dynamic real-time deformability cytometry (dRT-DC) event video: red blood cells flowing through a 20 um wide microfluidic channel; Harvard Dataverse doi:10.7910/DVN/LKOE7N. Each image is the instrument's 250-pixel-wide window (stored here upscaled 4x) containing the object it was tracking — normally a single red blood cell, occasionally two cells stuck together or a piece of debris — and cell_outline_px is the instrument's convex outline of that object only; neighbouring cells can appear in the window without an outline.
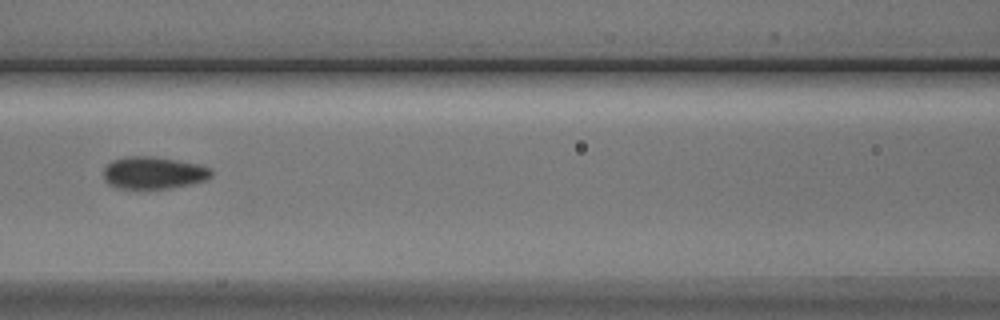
{"species": "Egyptian fruit bat (a non-hibernating species)", "species_latin": "Rousettus aegyptiacus", "temperature_condition": "cold", "stored_images_in_passage": 5, "camera_frame_rate_fps": 3000, "um_per_image_px": 0.085, "animal": {"sex": "male"}, "frame": {"image": 1, "passage_image": 5, "time_ms": 4.667, "image_size_px": [1000, 320], "cell_outline_px": [[212, 176], [204, 180], [192, 184], [168, 188], [120, 188], [108, 184], [104, 180], [104, 168], [112, 160], [124, 156], [152, 156], [200, 164], [212, 168]], "centroid_in_image_um": [13.05, 14.67], "position_along_channel_um": 153.5, "area_um2": 20.29}}